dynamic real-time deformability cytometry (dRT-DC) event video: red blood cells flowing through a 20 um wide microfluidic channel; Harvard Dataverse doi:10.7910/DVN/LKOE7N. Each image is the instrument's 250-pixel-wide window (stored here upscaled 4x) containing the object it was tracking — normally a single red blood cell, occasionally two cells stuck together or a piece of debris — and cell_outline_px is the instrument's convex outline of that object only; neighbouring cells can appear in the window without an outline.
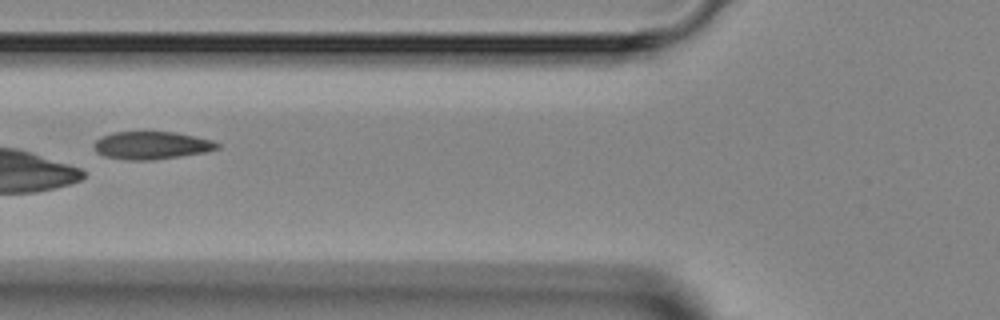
{"species": "Egyptian fruit bat (a non-hibernating species)", "species_latin": "Rousettus aegyptiacus", "temperature_condition": "room temperature", "stored_images_in_passage": 5, "camera_frame_rate_fps": 3000, "um_per_image_px": 0.085, "animal": {"sex": "female"}, "frame": {"image": 1, "passage_image": 4, "time_ms": 4.333, "image_size_px": [1000, 320], "cell_outline_px": [[220, 148], [204, 152], [180, 156], [152, 160], [124, 160], [104, 156], [96, 152], [92, 144], [100, 136], [112, 132], [176, 132], [212, 140], [220, 144]], "centroid_in_image_um": [12.84, 12.35], "position_along_channel_um": 113.0, "area_um2": 20.06}}
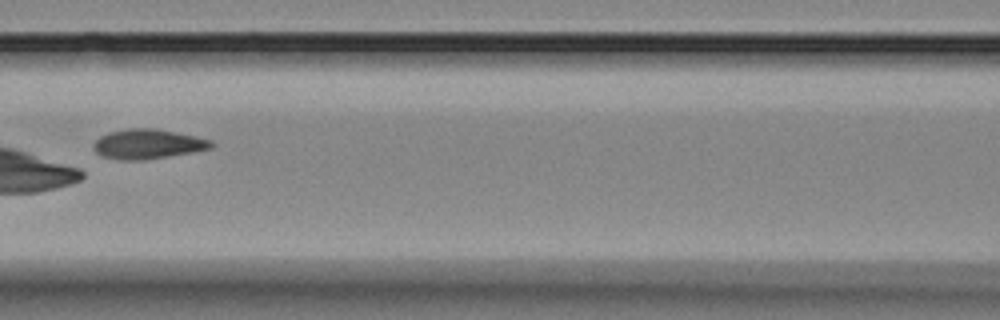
{"frame": {"image": 2, "passage_image": 5, "time_ms": 5.333, "image_size_px": [1000, 320], "cell_outline_px": [[216, 144], [212, 148], [192, 152], [144, 160], [120, 160], [100, 156], [92, 148], [92, 144], [100, 136], [108, 132], [128, 128], [156, 128], [212, 140]], "centroid_in_image_um": [12.53, 12.24], "position_along_channel_um": 154.1, "area_um2": 20.52}}